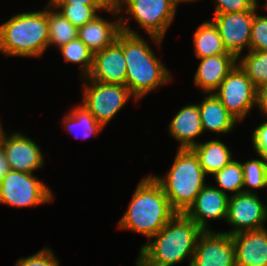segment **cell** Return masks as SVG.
I'll list each match as a JSON object with an SVG mask.
<instances>
[{
    "mask_svg": "<svg viewBox=\"0 0 267 266\" xmlns=\"http://www.w3.org/2000/svg\"><path fill=\"white\" fill-rule=\"evenodd\" d=\"M203 230L185 213H176L171 220L140 249L137 266H174L194 256L197 240Z\"/></svg>",
    "mask_w": 267,
    "mask_h": 266,
    "instance_id": "obj_1",
    "label": "cell"
},
{
    "mask_svg": "<svg viewBox=\"0 0 267 266\" xmlns=\"http://www.w3.org/2000/svg\"><path fill=\"white\" fill-rule=\"evenodd\" d=\"M122 49L126 62V86L136 100L172 79L150 46L120 17Z\"/></svg>",
    "mask_w": 267,
    "mask_h": 266,
    "instance_id": "obj_2",
    "label": "cell"
},
{
    "mask_svg": "<svg viewBox=\"0 0 267 266\" xmlns=\"http://www.w3.org/2000/svg\"><path fill=\"white\" fill-rule=\"evenodd\" d=\"M176 213L161 185L149 175L140 181L119 227L141 233L150 240Z\"/></svg>",
    "mask_w": 267,
    "mask_h": 266,
    "instance_id": "obj_3",
    "label": "cell"
},
{
    "mask_svg": "<svg viewBox=\"0 0 267 266\" xmlns=\"http://www.w3.org/2000/svg\"><path fill=\"white\" fill-rule=\"evenodd\" d=\"M48 41L47 9L19 13L0 25V51L6 56L40 57Z\"/></svg>",
    "mask_w": 267,
    "mask_h": 266,
    "instance_id": "obj_4",
    "label": "cell"
},
{
    "mask_svg": "<svg viewBox=\"0 0 267 266\" xmlns=\"http://www.w3.org/2000/svg\"><path fill=\"white\" fill-rule=\"evenodd\" d=\"M205 176L199 158L192 149H178L167 177L163 179L153 175L177 213H185L195 202L206 185Z\"/></svg>",
    "mask_w": 267,
    "mask_h": 266,
    "instance_id": "obj_5",
    "label": "cell"
},
{
    "mask_svg": "<svg viewBox=\"0 0 267 266\" xmlns=\"http://www.w3.org/2000/svg\"><path fill=\"white\" fill-rule=\"evenodd\" d=\"M126 4V11L149 33L157 46L174 19L178 0H114L117 10Z\"/></svg>",
    "mask_w": 267,
    "mask_h": 266,
    "instance_id": "obj_6",
    "label": "cell"
},
{
    "mask_svg": "<svg viewBox=\"0 0 267 266\" xmlns=\"http://www.w3.org/2000/svg\"><path fill=\"white\" fill-rule=\"evenodd\" d=\"M51 190L32 173L9 170L0 182V203L32 207L52 201Z\"/></svg>",
    "mask_w": 267,
    "mask_h": 266,
    "instance_id": "obj_7",
    "label": "cell"
},
{
    "mask_svg": "<svg viewBox=\"0 0 267 266\" xmlns=\"http://www.w3.org/2000/svg\"><path fill=\"white\" fill-rule=\"evenodd\" d=\"M82 105L103 127L118 113L131 96L126 85L106 84L91 80L83 86Z\"/></svg>",
    "mask_w": 267,
    "mask_h": 266,
    "instance_id": "obj_8",
    "label": "cell"
},
{
    "mask_svg": "<svg viewBox=\"0 0 267 266\" xmlns=\"http://www.w3.org/2000/svg\"><path fill=\"white\" fill-rule=\"evenodd\" d=\"M214 94L238 121L245 118L253 105L257 106L258 89L237 64Z\"/></svg>",
    "mask_w": 267,
    "mask_h": 266,
    "instance_id": "obj_9",
    "label": "cell"
},
{
    "mask_svg": "<svg viewBox=\"0 0 267 266\" xmlns=\"http://www.w3.org/2000/svg\"><path fill=\"white\" fill-rule=\"evenodd\" d=\"M267 219V206L264 205L256 192H242L232 194L228 201L227 222L235 228L224 232L234 235L244 231L264 229Z\"/></svg>",
    "mask_w": 267,
    "mask_h": 266,
    "instance_id": "obj_10",
    "label": "cell"
},
{
    "mask_svg": "<svg viewBox=\"0 0 267 266\" xmlns=\"http://www.w3.org/2000/svg\"><path fill=\"white\" fill-rule=\"evenodd\" d=\"M256 4L251 10L215 14L213 23L217 26L224 48L234 54L238 60L245 46L250 51V38Z\"/></svg>",
    "mask_w": 267,
    "mask_h": 266,
    "instance_id": "obj_11",
    "label": "cell"
},
{
    "mask_svg": "<svg viewBox=\"0 0 267 266\" xmlns=\"http://www.w3.org/2000/svg\"><path fill=\"white\" fill-rule=\"evenodd\" d=\"M190 266H236L232 236L223 232L203 231L197 240Z\"/></svg>",
    "mask_w": 267,
    "mask_h": 266,
    "instance_id": "obj_12",
    "label": "cell"
},
{
    "mask_svg": "<svg viewBox=\"0 0 267 266\" xmlns=\"http://www.w3.org/2000/svg\"><path fill=\"white\" fill-rule=\"evenodd\" d=\"M126 74L121 31L111 45L94 53L91 73L84 78L106 84L126 85Z\"/></svg>",
    "mask_w": 267,
    "mask_h": 266,
    "instance_id": "obj_13",
    "label": "cell"
},
{
    "mask_svg": "<svg viewBox=\"0 0 267 266\" xmlns=\"http://www.w3.org/2000/svg\"><path fill=\"white\" fill-rule=\"evenodd\" d=\"M6 136L3 135L1 146L11 170L32 173L43 166L41 149L33 140L19 132Z\"/></svg>",
    "mask_w": 267,
    "mask_h": 266,
    "instance_id": "obj_14",
    "label": "cell"
},
{
    "mask_svg": "<svg viewBox=\"0 0 267 266\" xmlns=\"http://www.w3.org/2000/svg\"><path fill=\"white\" fill-rule=\"evenodd\" d=\"M228 201L229 196L218 187L205 185L185 214L203 231H207L210 230L207 228L208 220L227 219Z\"/></svg>",
    "mask_w": 267,
    "mask_h": 266,
    "instance_id": "obj_15",
    "label": "cell"
},
{
    "mask_svg": "<svg viewBox=\"0 0 267 266\" xmlns=\"http://www.w3.org/2000/svg\"><path fill=\"white\" fill-rule=\"evenodd\" d=\"M236 266H267V229L231 235Z\"/></svg>",
    "mask_w": 267,
    "mask_h": 266,
    "instance_id": "obj_16",
    "label": "cell"
},
{
    "mask_svg": "<svg viewBox=\"0 0 267 266\" xmlns=\"http://www.w3.org/2000/svg\"><path fill=\"white\" fill-rule=\"evenodd\" d=\"M234 54H219L202 58L194 76L195 84L204 93L214 92L237 65Z\"/></svg>",
    "mask_w": 267,
    "mask_h": 266,
    "instance_id": "obj_17",
    "label": "cell"
},
{
    "mask_svg": "<svg viewBox=\"0 0 267 266\" xmlns=\"http://www.w3.org/2000/svg\"><path fill=\"white\" fill-rule=\"evenodd\" d=\"M170 134L180 142L179 149H192L198 143L194 138L203 134L198 104L184 106L169 125Z\"/></svg>",
    "mask_w": 267,
    "mask_h": 266,
    "instance_id": "obj_18",
    "label": "cell"
},
{
    "mask_svg": "<svg viewBox=\"0 0 267 266\" xmlns=\"http://www.w3.org/2000/svg\"><path fill=\"white\" fill-rule=\"evenodd\" d=\"M120 32V19L111 23L97 15L90 22L78 28V38L93 53H96L111 45Z\"/></svg>",
    "mask_w": 267,
    "mask_h": 266,
    "instance_id": "obj_19",
    "label": "cell"
},
{
    "mask_svg": "<svg viewBox=\"0 0 267 266\" xmlns=\"http://www.w3.org/2000/svg\"><path fill=\"white\" fill-rule=\"evenodd\" d=\"M198 106L203 131L210 130L217 134L227 133L234 128L238 121L227 111L226 107L214 93L209 94V96L207 95Z\"/></svg>",
    "mask_w": 267,
    "mask_h": 266,
    "instance_id": "obj_20",
    "label": "cell"
},
{
    "mask_svg": "<svg viewBox=\"0 0 267 266\" xmlns=\"http://www.w3.org/2000/svg\"><path fill=\"white\" fill-rule=\"evenodd\" d=\"M192 150L198 156L200 165L206 175H213L220 171L232 160L230 150L219 139L198 143Z\"/></svg>",
    "mask_w": 267,
    "mask_h": 266,
    "instance_id": "obj_21",
    "label": "cell"
},
{
    "mask_svg": "<svg viewBox=\"0 0 267 266\" xmlns=\"http://www.w3.org/2000/svg\"><path fill=\"white\" fill-rule=\"evenodd\" d=\"M194 47L197 58L232 54L224 48L217 26L212 21H204L194 34Z\"/></svg>",
    "mask_w": 267,
    "mask_h": 266,
    "instance_id": "obj_22",
    "label": "cell"
},
{
    "mask_svg": "<svg viewBox=\"0 0 267 266\" xmlns=\"http://www.w3.org/2000/svg\"><path fill=\"white\" fill-rule=\"evenodd\" d=\"M50 7L49 4L46 7L49 29L48 46L53 44L59 48L78 37V28L65 18L61 12H55Z\"/></svg>",
    "mask_w": 267,
    "mask_h": 266,
    "instance_id": "obj_23",
    "label": "cell"
},
{
    "mask_svg": "<svg viewBox=\"0 0 267 266\" xmlns=\"http://www.w3.org/2000/svg\"><path fill=\"white\" fill-rule=\"evenodd\" d=\"M51 8L62 9L59 12L67 18L75 27L80 28L90 22L95 16L96 11L105 10L112 12L113 15L119 13L115 4L113 5H75V4H49Z\"/></svg>",
    "mask_w": 267,
    "mask_h": 266,
    "instance_id": "obj_24",
    "label": "cell"
},
{
    "mask_svg": "<svg viewBox=\"0 0 267 266\" xmlns=\"http://www.w3.org/2000/svg\"><path fill=\"white\" fill-rule=\"evenodd\" d=\"M238 65L257 89L267 83V50H250Z\"/></svg>",
    "mask_w": 267,
    "mask_h": 266,
    "instance_id": "obj_25",
    "label": "cell"
},
{
    "mask_svg": "<svg viewBox=\"0 0 267 266\" xmlns=\"http://www.w3.org/2000/svg\"><path fill=\"white\" fill-rule=\"evenodd\" d=\"M213 175L217 184L221 187L218 189L222 193H226L225 190L234 192V195L242 192H253V189L243 190V169L242 163L239 161L232 159L226 166Z\"/></svg>",
    "mask_w": 267,
    "mask_h": 266,
    "instance_id": "obj_26",
    "label": "cell"
},
{
    "mask_svg": "<svg viewBox=\"0 0 267 266\" xmlns=\"http://www.w3.org/2000/svg\"><path fill=\"white\" fill-rule=\"evenodd\" d=\"M59 49L66 62L81 64L83 77L91 73L94 53L78 37L60 46Z\"/></svg>",
    "mask_w": 267,
    "mask_h": 266,
    "instance_id": "obj_27",
    "label": "cell"
},
{
    "mask_svg": "<svg viewBox=\"0 0 267 266\" xmlns=\"http://www.w3.org/2000/svg\"><path fill=\"white\" fill-rule=\"evenodd\" d=\"M63 122L71 133H73L76 126L80 127L81 131L83 129L82 138L85 139L90 135H96L103 129V126L96 121L95 117L83 105L75 107L70 114L64 117Z\"/></svg>",
    "mask_w": 267,
    "mask_h": 266,
    "instance_id": "obj_28",
    "label": "cell"
},
{
    "mask_svg": "<svg viewBox=\"0 0 267 266\" xmlns=\"http://www.w3.org/2000/svg\"><path fill=\"white\" fill-rule=\"evenodd\" d=\"M243 169V187L247 186L254 189L265 188V161L262 159H253L242 163Z\"/></svg>",
    "mask_w": 267,
    "mask_h": 266,
    "instance_id": "obj_29",
    "label": "cell"
},
{
    "mask_svg": "<svg viewBox=\"0 0 267 266\" xmlns=\"http://www.w3.org/2000/svg\"><path fill=\"white\" fill-rule=\"evenodd\" d=\"M250 50H267V16L254 14L250 38Z\"/></svg>",
    "mask_w": 267,
    "mask_h": 266,
    "instance_id": "obj_30",
    "label": "cell"
},
{
    "mask_svg": "<svg viewBox=\"0 0 267 266\" xmlns=\"http://www.w3.org/2000/svg\"><path fill=\"white\" fill-rule=\"evenodd\" d=\"M15 266H59V261L50 249L43 248L34 255L19 259Z\"/></svg>",
    "mask_w": 267,
    "mask_h": 266,
    "instance_id": "obj_31",
    "label": "cell"
},
{
    "mask_svg": "<svg viewBox=\"0 0 267 266\" xmlns=\"http://www.w3.org/2000/svg\"><path fill=\"white\" fill-rule=\"evenodd\" d=\"M257 2V0H217L214 14L249 11Z\"/></svg>",
    "mask_w": 267,
    "mask_h": 266,
    "instance_id": "obj_32",
    "label": "cell"
},
{
    "mask_svg": "<svg viewBox=\"0 0 267 266\" xmlns=\"http://www.w3.org/2000/svg\"><path fill=\"white\" fill-rule=\"evenodd\" d=\"M254 150L261 159L267 161V122L259 125L253 132Z\"/></svg>",
    "mask_w": 267,
    "mask_h": 266,
    "instance_id": "obj_33",
    "label": "cell"
},
{
    "mask_svg": "<svg viewBox=\"0 0 267 266\" xmlns=\"http://www.w3.org/2000/svg\"><path fill=\"white\" fill-rule=\"evenodd\" d=\"M48 4L113 5L114 0H50Z\"/></svg>",
    "mask_w": 267,
    "mask_h": 266,
    "instance_id": "obj_34",
    "label": "cell"
},
{
    "mask_svg": "<svg viewBox=\"0 0 267 266\" xmlns=\"http://www.w3.org/2000/svg\"><path fill=\"white\" fill-rule=\"evenodd\" d=\"M257 106L267 116V83L258 89Z\"/></svg>",
    "mask_w": 267,
    "mask_h": 266,
    "instance_id": "obj_35",
    "label": "cell"
},
{
    "mask_svg": "<svg viewBox=\"0 0 267 266\" xmlns=\"http://www.w3.org/2000/svg\"><path fill=\"white\" fill-rule=\"evenodd\" d=\"M9 170H10V167L6 160L4 149L0 145V182L7 175Z\"/></svg>",
    "mask_w": 267,
    "mask_h": 266,
    "instance_id": "obj_36",
    "label": "cell"
},
{
    "mask_svg": "<svg viewBox=\"0 0 267 266\" xmlns=\"http://www.w3.org/2000/svg\"><path fill=\"white\" fill-rule=\"evenodd\" d=\"M1 123H0V145H1V141H2V138H3V135H4V131L3 129L1 128Z\"/></svg>",
    "mask_w": 267,
    "mask_h": 266,
    "instance_id": "obj_37",
    "label": "cell"
},
{
    "mask_svg": "<svg viewBox=\"0 0 267 266\" xmlns=\"http://www.w3.org/2000/svg\"><path fill=\"white\" fill-rule=\"evenodd\" d=\"M265 179H266V186H267V161H265Z\"/></svg>",
    "mask_w": 267,
    "mask_h": 266,
    "instance_id": "obj_38",
    "label": "cell"
},
{
    "mask_svg": "<svg viewBox=\"0 0 267 266\" xmlns=\"http://www.w3.org/2000/svg\"><path fill=\"white\" fill-rule=\"evenodd\" d=\"M179 2H193L194 0H178Z\"/></svg>",
    "mask_w": 267,
    "mask_h": 266,
    "instance_id": "obj_39",
    "label": "cell"
}]
</instances>
